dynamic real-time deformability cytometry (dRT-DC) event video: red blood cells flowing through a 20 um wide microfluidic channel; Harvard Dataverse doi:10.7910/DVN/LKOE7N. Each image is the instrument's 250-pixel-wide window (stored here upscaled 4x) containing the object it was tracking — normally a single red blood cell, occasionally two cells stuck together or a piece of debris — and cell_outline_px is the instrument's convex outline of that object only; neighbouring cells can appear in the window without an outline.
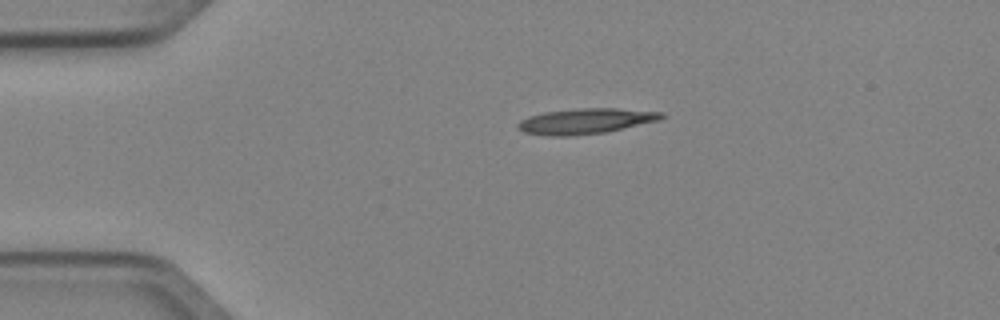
{"species": "Egyptian fruit bat (a non-hibernating species)", "species_latin": "Rousettus aegyptiacus", "temperature_condition": "cold", "stored_images_in_passage": 2, "camera_frame_rate_fps": 3000, "um_per_image_px": 0.085, "animal": {"sex": "female"}, "frame": {"image": 1, "passage_image": 1, "time_ms": 0.0, "image_size_px": [1000, 320], "cell_outline_px": [[664, 116], [660, 120], [604, 132], [568, 136], [552, 136], [524, 132], [516, 124], [520, 120], [528, 116], [544, 112], [576, 108], [616, 108], [664, 112]], "centroid_in_image_um": [49.77, 10.28], "position_along_channel_um": 35.2, "area_um2": 21.15}}